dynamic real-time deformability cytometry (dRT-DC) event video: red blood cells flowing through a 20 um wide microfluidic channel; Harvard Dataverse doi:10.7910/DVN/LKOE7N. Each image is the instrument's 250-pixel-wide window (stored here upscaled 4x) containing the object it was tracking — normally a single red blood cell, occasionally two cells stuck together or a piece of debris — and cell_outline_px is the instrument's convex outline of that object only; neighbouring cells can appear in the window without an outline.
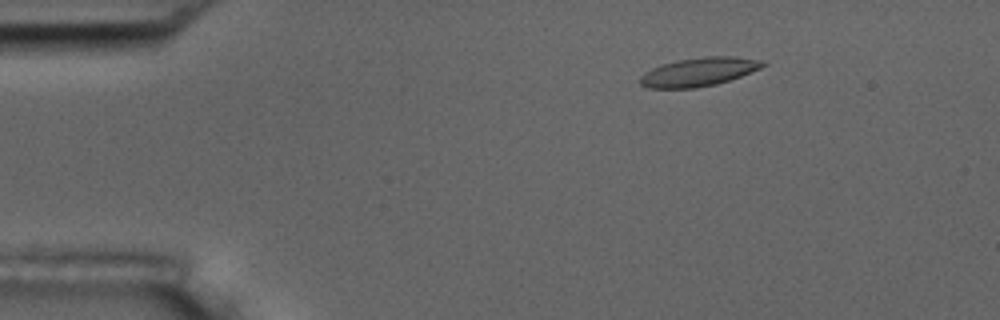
{"species": "common noctule bat (a hibernating species)", "species_latin": "Nyctalus noctula", "temperature_condition": "room temperature", "stored_images_in_passage": 51, "camera_frame_rate_fps": 3000, "um_per_image_px": 0.085, "animal": {"sex": "male", "body_mass_g": 17.5, "forearm_length_mm": 52.3}, "frame": {"image": 1, "passage_image": 4, "time_ms": 1.0, "image_size_px": [1000, 320], "cell_outline_px": [[768, 64], [760, 68], [740, 76], [716, 84], [696, 88], [648, 88], [640, 84], [640, 76], [644, 72], [660, 64], [676, 60], [704, 56], [736, 56], [764, 60]], "centroid_in_image_um": [59.4, 6.09], "position_along_channel_um": 25.6, "area_um2": 20.63}}
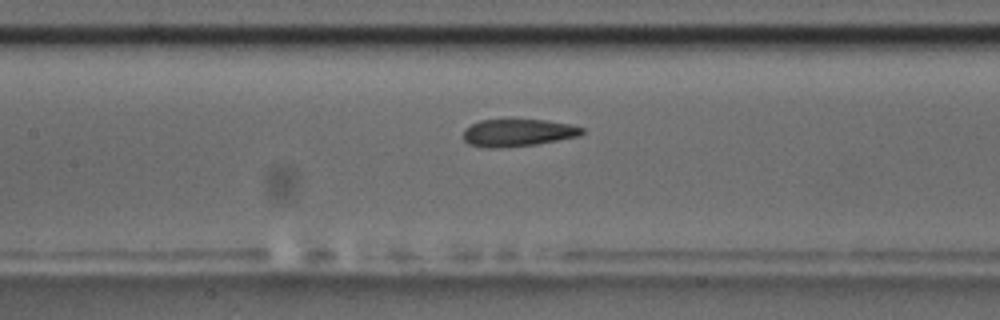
{"frame": {"image": 2, "passage_image": 21, "time_ms": 6.667, "image_size_px": [1000, 320], "cell_outline_px": [[584, 132], [576, 136], [536, 144], [496, 148], [484, 148], [468, 144], [464, 140], [464, 128], [480, 120], [544, 120], [568, 124], [584, 128]], "centroid_in_image_um": [43.96, 11.29], "position_along_channel_um": 163.4, "area_um2": 18.67}}
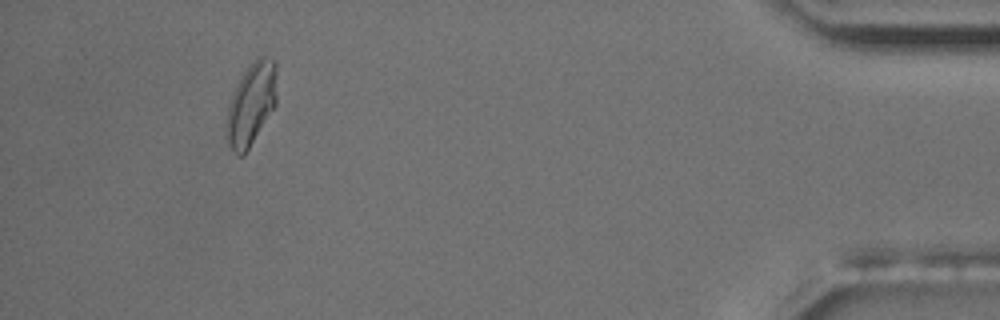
{"frame": {"image": 3, "passage_image": 47, "time_ms": 15.333, "image_size_px": [1000, 320], "cell_outline_px": [[276, 104], [244, 156], [240, 156], [228, 144], [224, 124], [228, 104], [232, 92], [240, 76], [248, 64], [256, 56], [264, 56], [272, 60], [276, 64]], "centroid_in_image_um": [21.32, 8.81], "position_along_channel_um": 413.9, "area_um2": 24.57}, "authors_computed_cell_mechanics": {"area_um2": 20.1144, "velocity_mm_per_s": 3.618, "shape_relaxation_time_tau1_ms": 3.8645, "shape_relaxation_time_tau2_ms": 1.3456, "deformation_change_tau1": 0.1351, "deformation_change_tau2": 0.0757}}